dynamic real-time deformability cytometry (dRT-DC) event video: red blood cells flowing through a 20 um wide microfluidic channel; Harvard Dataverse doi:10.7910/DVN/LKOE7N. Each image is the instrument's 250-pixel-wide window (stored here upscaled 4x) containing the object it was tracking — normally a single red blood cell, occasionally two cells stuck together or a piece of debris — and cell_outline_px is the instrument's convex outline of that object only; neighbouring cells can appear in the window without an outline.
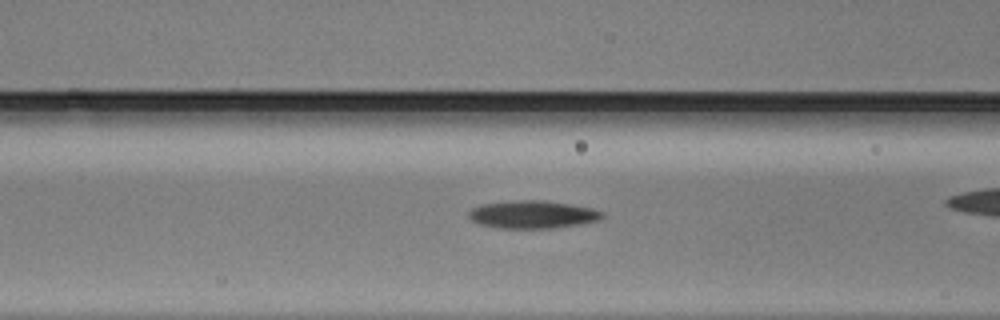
{"species": "Egyptian fruit bat (a non-hibernating species)", "species_latin": "Rousettus aegyptiacus", "temperature_condition": "warm", "stored_images_in_passage": 35, "camera_frame_rate_fps": 3000, "um_per_image_px": 0.085, "animal": {"sex": "male"}, "frame": {"image": 1, "passage_image": 16, "time_ms": 5.0, "image_size_px": [1000, 320], "cell_outline_px": [[604, 216], [600, 220], [580, 224], [552, 228], [500, 228], [480, 224], [472, 220], [468, 216], [468, 212], [472, 208], [480, 204], [520, 200], [540, 200], [572, 204], [592, 208], [604, 212]], "centroid_in_image_um": [45.29, 18.23], "position_along_channel_um": 121.3, "area_um2": 21.62}}
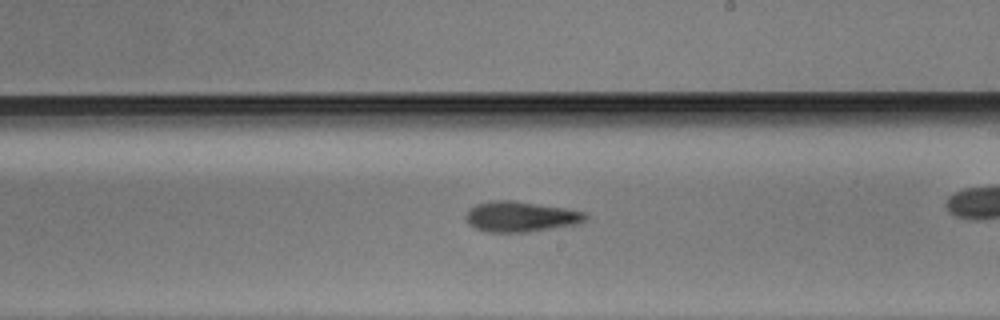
{"frame": {"image": 2, "passage_image": 25, "time_ms": 8.0, "image_size_px": [1000, 320], "cell_outline_px": [[588, 216], [584, 220], [576, 224], [524, 232], [488, 232], [476, 228], [468, 224], [464, 216], [468, 208], [476, 204], [488, 200], [516, 200], [588, 212]], "centroid_in_image_um": [44.2, 18.39], "position_along_channel_um": 244.8, "area_um2": 21.33}}